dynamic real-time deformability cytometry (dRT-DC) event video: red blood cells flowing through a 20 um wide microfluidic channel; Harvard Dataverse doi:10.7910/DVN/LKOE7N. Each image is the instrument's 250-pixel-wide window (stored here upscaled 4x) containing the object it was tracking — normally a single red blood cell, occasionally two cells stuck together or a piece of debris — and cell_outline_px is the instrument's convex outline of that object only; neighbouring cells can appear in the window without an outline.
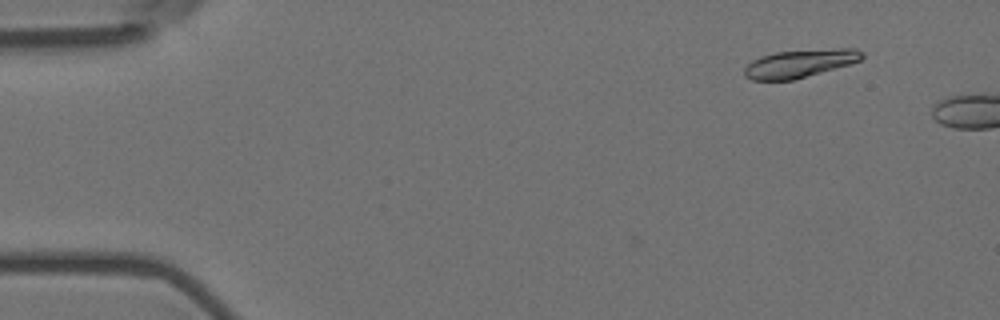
{"species": "Egyptian fruit bat (a non-hibernating species)", "species_latin": "Rousettus aegyptiacus", "temperature_condition": "room temperature", "stored_images_in_passage": 5, "camera_frame_rate_fps": 3000, "um_per_image_px": 0.085, "animal": {"sex": "female"}, "frame": {"image": 1, "passage_image": 5, "time_ms": 1.333, "image_size_px": [1000, 320], "cell_outline_px": [[864, 56], [860, 60], [848, 64], [792, 80], [752, 80], [744, 76], [744, 68], [752, 60], [776, 52], [840, 48], [856, 48], [864, 52]], "centroid_in_image_um": [67.98, 5.39], "position_along_channel_um": 17.0, "area_um2": 18.84}}